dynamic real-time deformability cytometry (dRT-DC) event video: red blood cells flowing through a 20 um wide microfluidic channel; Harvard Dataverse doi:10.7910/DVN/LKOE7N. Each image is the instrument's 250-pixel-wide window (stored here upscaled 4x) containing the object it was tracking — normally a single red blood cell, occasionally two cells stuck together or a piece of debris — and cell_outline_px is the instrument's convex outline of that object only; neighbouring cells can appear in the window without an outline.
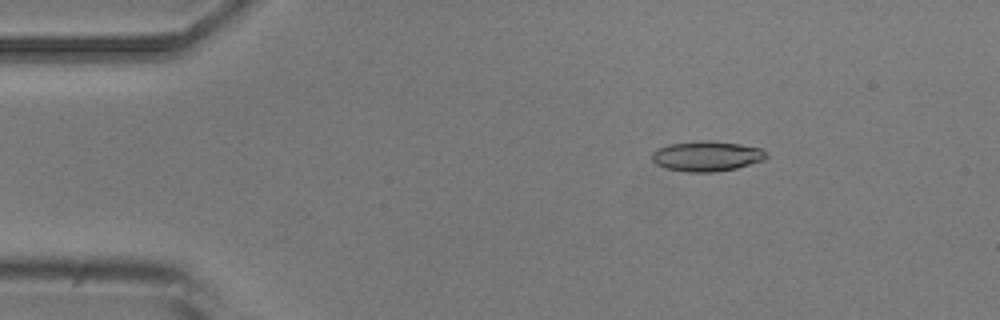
{"species": "common noctule bat (a hibernating species)", "species_latin": "Nyctalus noctula", "temperature_condition": "room temperature", "stored_images_in_passage": 4, "camera_frame_rate_fps": 3000, "um_per_image_px": 0.085, "animal": {"sex": "male", "body_mass_g": 20.5, "forearm_length_mm": 52.5}, "frame": {"image": 1, "passage_image": 3, "time_ms": 2.333, "image_size_px": [1000, 320], "cell_outline_px": [[768, 156], [764, 160], [736, 168], [716, 172], [688, 172], [664, 168], [656, 164], [652, 160], [652, 152], [656, 148], [668, 144], [700, 140], [708, 140], [740, 144], [760, 148]], "centroid_in_image_um": [60.03, 13.27], "position_along_channel_um": 25.0, "area_um2": 20.23}}